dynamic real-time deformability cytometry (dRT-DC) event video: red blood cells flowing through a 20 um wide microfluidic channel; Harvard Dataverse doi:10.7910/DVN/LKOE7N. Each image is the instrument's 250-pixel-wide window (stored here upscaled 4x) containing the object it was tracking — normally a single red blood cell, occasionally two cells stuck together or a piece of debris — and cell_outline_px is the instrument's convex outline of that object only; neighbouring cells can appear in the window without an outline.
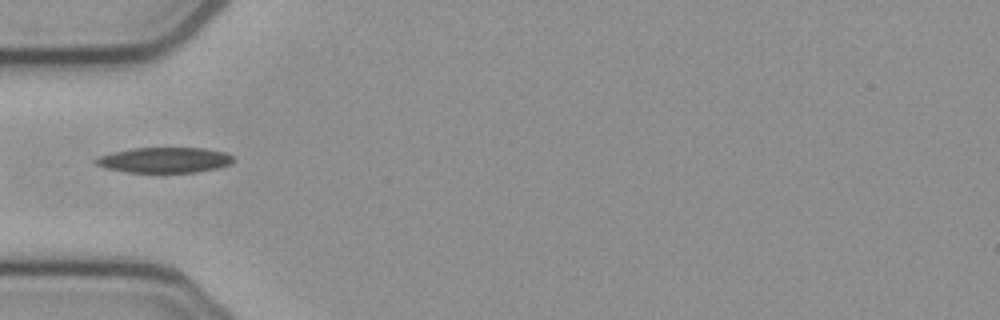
{"species": "common noctule bat (a hibernating species)", "species_latin": "Nyctalus noctula", "temperature_condition": "cold", "stored_images_in_passage": 4, "camera_frame_rate_fps": 3000, "um_per_image_px": 0.085, "animal": {"sex": "female", "body_mass_g": 21.9}, "frame": {"image": 1, "passage_image": 4, "time_ms": 1.0, "image_size_px": [1000, 320], "cell_outline_px": [[232, 160], [228, 164], [216, 168], [196, 172], [128, 172], [104, 168], [96, 164], [92, 160], [100, 156], [112, 152], [132, 148], [204, 148], [224, 152], [232, 156]], "centroid_in_image_um": [13.92, 13.6], "position_along_channel_um": 71.1, "area_um2": 20.17}}